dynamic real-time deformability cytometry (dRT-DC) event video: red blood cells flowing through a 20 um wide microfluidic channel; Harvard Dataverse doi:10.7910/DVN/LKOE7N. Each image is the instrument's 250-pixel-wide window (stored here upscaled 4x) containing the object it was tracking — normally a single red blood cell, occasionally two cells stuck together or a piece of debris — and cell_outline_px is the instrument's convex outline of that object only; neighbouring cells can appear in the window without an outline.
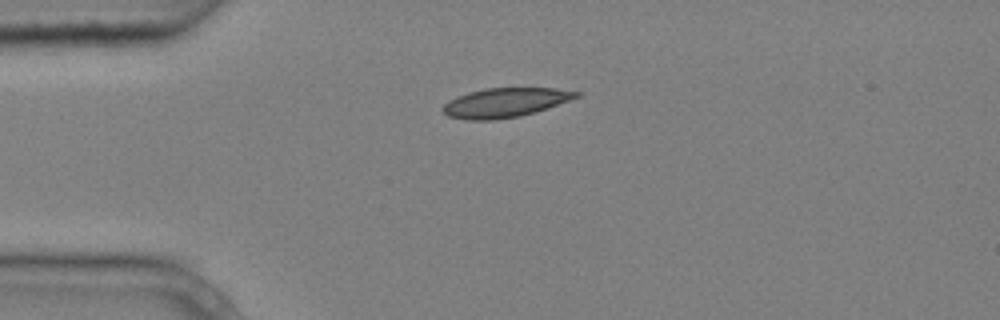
{"species": "common noctule bat (a hibernating species)", "species_latin": "Nyctalus noctula", "temperature_condition": "cold", "stored_images_in_passage": 2, "camera_frame_rate_fps": 3000, "um_per_image_px": 0.085, "animal": {"sex": "male", "body_mass_g": 20.4}, "frame": {"image": 1, "passage_image": 1, "time_ms": 0.0, "image_size_px": [1000, 320], "cell_outline_px": [[580, 96], [548, 108], [520, 116], [496, 120], [464, 120], [448, 116], [440, 108], [448, 100], [456, 96], [468, 92], [484, 88], [556, 88], [580, 92]], "centroid_in_image_um": [42.89, 8.72], "position_along_channel_um": 42.1, "area_um2": 22.95}}